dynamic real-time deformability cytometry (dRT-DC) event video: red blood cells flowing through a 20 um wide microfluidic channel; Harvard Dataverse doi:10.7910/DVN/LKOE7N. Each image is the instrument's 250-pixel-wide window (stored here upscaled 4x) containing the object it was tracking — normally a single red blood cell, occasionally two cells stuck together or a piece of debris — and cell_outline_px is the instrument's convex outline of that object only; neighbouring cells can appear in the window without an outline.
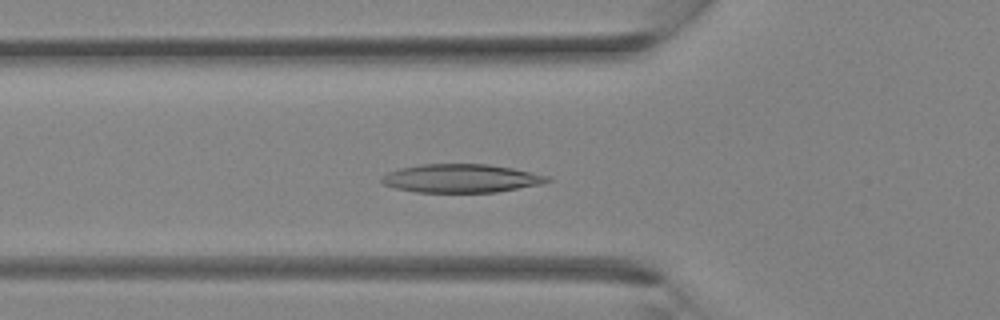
{"species": "Egyptian fruit bat (a non-hibernating species)", "species_latin": "Rousettus aegyptiacus", "temperature_condition": "room temperature", "stored_images_in_passage": 35, "camera_frame_rate_fps": 3000, "um_per_image_px": 0.085, "animal": {"sex": "female"}, "frame": {"image": 1, "passage_image": 11, "time_ms": 3.333, "image_size_px": [1000, 320], "cell_outline_px": [[552, 180], [540, 184], [496, 192], [416, 192], [396, 188], [384, 184], [380, 180], [380, 176], [388, 172], [400, 168], [420, 164], [488, 164], [512, 168], [532, 172], [548, 176]], "centroid_in_image_um": [39.17, 15.15], "position_along_channel_um": 86.6, "area_um2": 27.4}}
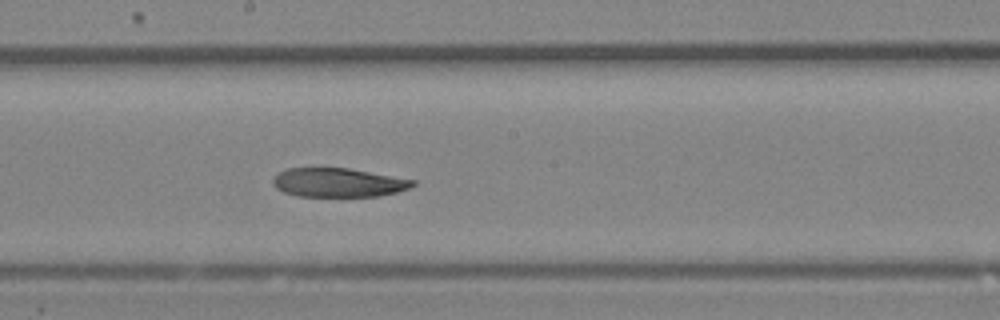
{"frame": {"image": 2, "passage_image": 18, "time_ms": 5.667, "image_size_px": [1000, 320], "cell_outline_px": [[416, 184], [408, 188], [396, 192], [380, 196], [300, 196], [284, 192], [276, 188], [272, 184], [272, 180], [276, 172], [288, 168], [348, 168], [416, 180]], "centroid_in_image_um": [28.72, 15.51], "position_along_channel_um": 219.5, "area_um2": 23.58}}
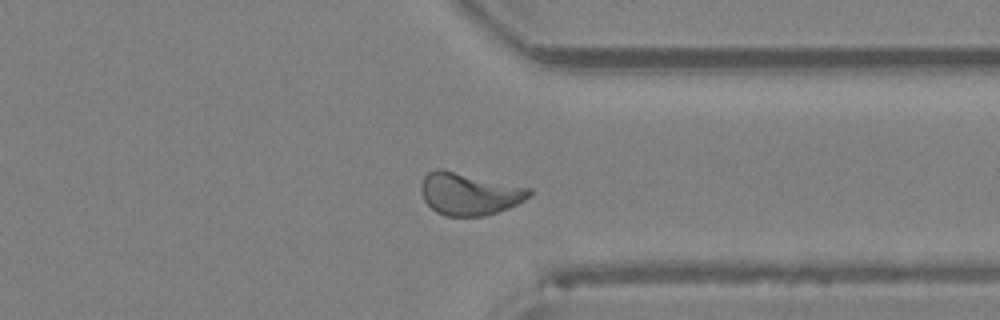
{"frame": {"image": 3, "passage_image": 26, "time_ms": 8.333, "image_size_px": [1000, 320], "cell_outline_px": [[532, 196], [508, 208], [484, 216], [444, 216], [436, 212], [424, 200], [420, 192], [420, 184], [424, 176], [428, 172], [436, 168], [440, 168], [532, 188]], "centroid_in_image_um": [39.87, 16.47], "position_along_channel_um": 371.5, "area_um2": 26.88}}